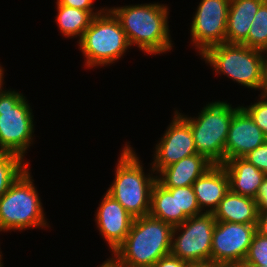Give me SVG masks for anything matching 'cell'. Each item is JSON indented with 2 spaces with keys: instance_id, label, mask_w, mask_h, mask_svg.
Here are the masks:
<instances>
[{
  "instance_id": "36",
  "label": "cell",
  "mask_w": 267,
  "mask_h": 267,
  "mask_svg": "<svg viewBox=\"0 0 267 267\" xmlns=\"http://www.w3.org/2000/svg\"><path fill=\"white\" fill-rule=\"evenodd\" d=\"M4 68H2V66H0V95L5 91V89L3 90V88L4 87H2L3 86V76H4V70H3Z\"/></svg>"
},
{
  "instance_id": "38",
  "label": "cell",
  "mask_w": 267,
  "mask_h": 267,
  "mask_svg": "<svg viewBox=\"0 0 267 267\" xmlns=\"http://www.w3.org/2000/svg\"><path fill=\"white\" fill-rule=\"evenodd\" d=\"M2 255H1V252H0V267H2L3 266V264H2Z\"/></svg>"
},
{
  "instance_id": "13",
  "label": "cell",
  "mask_w": 267,
  "mask_h": 267,
  "mask_svg": "<svg viewBox=\"0 0 267 267\" xmlns=\"http://www.w3.org/2000/svg\"><path fill=\"white\" fill-rule=\"evenodd\" d=\"M267 137L242 107L235 111L229 126L225 143V161L244 158L249 152L261 146Z\"/></svg>"
},
{
  "instance_id": "9",
  "label": "cell",
  "mask_w": 267,
  "mask_h": 267,
  "mask_svg": "<svg viewBox=\"0 0 267 267\" xmlns=\"http://www.w3.org/2000/svg\"><path fill=\"white\" fill-rule=\"evenodd\" d=\"M215 224L213 213L203 212L174 226L170 254L187 263L211 260ZM178 232H180L179 235Z\"/></svg>"
},
{
  "instance_id": "23",
  "label": "cell",
  "mask_w": 267,
  "mask_h": 267,
  "mask_svg": "<svg viewBox=\"0 0 267 267\" xmlns=\"http://www.w3.org/2000/svg\"><path fill=\"white\" fill-rule=\"evenodd\" d=\"M253 49L267 51V3L264 2L258 9L250 25L247 39L242 43Z\"/></svg>"
},
{
  "instance_id": "30",
  "label": "cell",
  "mask_w": 267,
  "mask_h": 267,
  "mask_svg": "<svg viewBox=\"0 0 267 267\" xmlns=\"http://www.w3.org/2000/svg\"><path fill=\"white\" fill-rule=\"evenodd\" d=\"M255 201L258 210H267V175L258 189Z\"/></svg>"
},
{
  "instance_id": "19",
  "label": "cell",
  "mask_w": 267,
  "mask_h": 267,
  "mask_svg": "<svg viewBox=\"0 0 267 267\" xmlns=\"http://www.w3.org/2000/svg\"><path fill=\"white\" fill-rule=\"evenodd\" d=\"M216 221L239 224H258V209L255 199L229 190L213 213Z\"/></svg>"
},
{
  "instance_id": "35",
  "label": "cell",
  "mask_w": 267,
  "mask_h": 267,
  "mask_svg": "<svg viewBox=\"0 0 267 267\" xmlns=\"http://www.w3.org/2000/svg\"><path fill=\"white\" fill-rule=\"evenodd\" d=\"M217 267H247L243 262L218 263Z\"/></svg>"
},
{
  "instance_id": "2",
  "label": "cell",
  "mask_w": 267,
  "mask_h": 267,
  "mask_svg": "<svg viewBox=\"0 0 267 267\" xmlns=\"http://www.w3.org/2000/svg\"><path fill=\"white\" fill-rule=\"evenodd\" d=\"M173 226L150 215L134 218L124 242L112 255L125 267H152L171 251Z\"/></svg>"
},
{
  "instance_id": "33",
  "label": "cell",
  "mask_w": 267,
  "mask_h": 267,
  "mask_svg": "<svg viewBox=\"0 0 267 267\" xmlns=\"http://www.w3.org/2000/svg\"><path fill=\"white\" fill-rule=\"evenodd\" d=\"M218 263L211 260L202 262L187 263L186 267H217Z\"/></svg>"
},
{
  "instance_id": "17",
  "label": "cell",
  "mask_w": 267,
  "mask_h": 267,
  "mask_svg": "<svg viewBox=\"0 0 267 267\" xmlns=\"http://www.w3.org/2000/svg\"><path fill=\"white\" fill-rule=\"evenodd\" d=\"M222 165L229 178L230 190L255 199L266 175L244 158L229 159Z\"/></svg>"
},
{
  "instance_id": "7",
  "label": "cell",
  "mask_w": 267,
  "mask_h": 267,
  "mask_svg": "<svg viewBox=\"0 0 267 267\" xmlns=\"http://www.w3.org/2000/svg\"><path fill=\"white\" fill-rule=\"evenodd\" d=\"M205 62L237 83L260 90L263 80L264 52L244 44L227 43L210 47L202 55Z\"/></svg>"
},
{
  "instance_id": "28",
  "label": "cell",
  "mask_w": 267,
  "mask_h": 267,
  "mask_svg": "<svg viewBox=\"0 0 267 267\" xmlns=\"http://www.w3.org/2000/svg\"><path fill=\"white\" fill-rule=\"evenodd\" d=\"M187 262L169 254L160 258L152 267H186Z\"/></svg>"
},
{
  "instance_id": "37",
  "label": "cell",
  "mask_w": 267,
  "mask_h": 267,
  "mask_svg": "<svg viewBox=\"0 0 267 267\" xmlns=\"http://www.w3.org/2000/svg\"><path fill=\"white\" fill-rule=\"evenodd\" d=\"M247 267H267L266 265L262 266L259 264H245Z\"/></svg>"
},
{
  "instance_id": "22",
  "label": "cell",
  "mask_w": 267,
  "mask_h": 267,
  "mask_svg": "<svg viewBox=\"0 0 267 267\" xmlns=\"http://www.w3.org/2000/svg\"><path fill=\"white\" fill-rule=\"evenodd\" d=\"M19 155L0 152V197L8 191L11 185L28 168L29 162L24 163Z\"/></svg>"
},
{
  "instance_id": "27",
  "label": "cell",
  "mask_w": 267,
  "mask_h": 267,
  "mask_svg": "<svg viewBox=\"0 0 267 267\" xmlns=\"http://www.w3.org/2000/svg\"><path fill=\"white\" fill-rule=\"evenodd\" d=\"M244 159L267 175V140L261 146L249 152Z\"/></svg>"
},
{
  "instance_id": "18",
  "label": "cell",
  "mask_w": 267,
  "mask_h": 267,
  "mask_svg": "<svg viewBox=\"0 0 267 267\" xmlns=\"http://www.w3.org/2000/svg\"><path fill=\"white\" fill-rule=\"evenodd\" d=\"M265 0H230L227 16L226 42L242 44L248 37L250 25Z\"/></svg>"
},
{
  "instance_id": "32",
  "label": "cell",
  "mask_w": 267,
  "mask_h": 267,
  "mask_svg": "<svg viewBox=\"0 0 267 267\" xmlns=\"http://www.w3.org/2000/svg\"><path fill=\"white\" fill-rule=\"evenodd\" d=\"M267 54V51L264 52ZM266 55L264 56V65H263V80L260 90H262L261 94L267 96V59Z\"/></svg>"
},
{
  "instance_id": "11",
  "label": "cell",
  "mask_w": 267,
  "mask_h": 267,
  "mask_svg": "<svg viewBox=\"0 0 267 267\" xmlns=\"http://www.w3.org/2000/svg\"><path fill=\"white\" fill-rule=\"evenodd\" d=\"M258 224L216 221L211 244V261L243 262Z\"/></svg>"
},
{
  "instance_id": "31",
  "label": "cell",
  "mask_w": 267,
  "mask_h": 267,
  "mask_svg": "<svg viewBox=\"0 0 267 267\" xmlns=\"http://www.w3.org/2000/svg\"><path fill=\"white\" fill-rule=\"evenodd\" d=\"M259 232L267 234V210H258V225Z\"/></svg>"
},
{
  "instance_id": "3",
  "label": "cell",
  "mask_w": 267,
  "mask_h": 267,
  "mask_svg": "<svg viewBox=\"0 0 267 267\" xmlns=\"http://www.w3.org/2000/svg\"><path fill=\"white\" fill-rule=\"evenodd\" d=\"M128 144L120 153L115 179L107 193L117 200L134 218L149 215L151 190L157 175L144 173L137 154Z\"/></svg>"
},
{
  "instance_id": "5",
  "label": "cell",
  "mask_w": 267,
  "mask_h": 267,
  "mask_svg": "<svg viewBox=\"0 0 267 267\" xmlns=\"http://www.w3.org/2000/svg\"><path fill=\"white\" fill-rule=\"evenodd\" d=\"M29 167L0 197V231L48 227Z\"/></svg>"
},
{
  "instance_id": "29",
  "label": "cell",
  "mask_w": 267,
  "mask_h": 267,
  "mask_svg": "<svg viewBox=\"0 0 267 267\" xmlns=\"http://www.w3.org/2000/svg\"><path fill=\"white\" fill-rule=\"evenodd\" d=\"M57 3L84 11H93V0H57Z\"/></svg>"
},
{
  "instance_id": "21",
  "label": "cell",
  "mask_w": 267,
  "mask_h": 267,
  "mask_svg": "<svg viewBox=\"0 0 267 267\" xmlns=\"http://www.w3.org/2000/svg\"><path fill=\"white\" fill-rule=\"evenodd\" d=\"M57 4L56 22L60 32L65 37H78L81 39L85 30L90 26L94 16L99 15L105 8L93 11H84L78 8L67 7Z\"/></svg>"
},
{
  "instance_id": "14",
  "label": "cell",
  "mask_w": 267,
  "mask_h": 267,
  "mask_svg": "<svg viewBox=\"0 0 267 267\" xmlns=\"http://www.w3.org/2000/svg\"><path fill=\"white\" fill-rule=\"evenodd\" d=\"M95 217L99 232L114 253L127 237L134 217L107 192L102 198Z\"/></svg>"
},
{
  "instance_id": "4",
  "label": "cell",
  "mask_w": 267,
  "mask_h": 267,
  "mask_svg": "<svg viewBox=\"0 0 267 267\" xmlns=\"http://www.w3.org/2000/svg\"><path fill=\"white\" fill-rule=\"evenodd\" d=\"M78 43L88 68L113 64L130 48L119 19L107 7L94 16Z\"/></svg>"
},
{
  "instance_id": "16",
  "label": "cell",
  "mask_w": 267,
  "mask_h": 267,
  "mask_svg": "<svg viewBox=\"0 0 267 267\" xmlns=\"http://www.w3.org/2000/svg\"><path fill=\"white\" fill-rule=\"evenodd\" d=\"M212 165L204 155L197 153L163 168L157 181L165 188L192 186Z\"/></svg>"
},
{
  "instance_id": "1",
  "label": "cell",
  "mask_w": 267,
  "mask_h": 267,
  "mask_svg": "<svg viewBox=\"0 0 267 267\" xmlns=\"http://www.w3.org/2000/svg\"><path fill=\"white\" fill-rule=\"evenodd\" d=\"M110 10L119 19L130 46L138 45L147 54L169 52L172 45L168 26V7L149 3L112 7Z\"/></svg>"
},
{
  "instance_id": "20",
  "label": "cell",
  "mask_w": 267,
  "mask_h": 267,
  "mask_svg": "<svg viewBox=\"0 0 267 267\" xmlns=\"http://www.w3.org/2000/svg\"><path fill=\"white\" fill-rule=\"evenodd\" d=\"M149 215L173 227L188 219L184 213H178L177 188H165L158 181L151 190Z\"/></svg>"
},
{
  "instance_id": "25",
  "label": "cell",
  "mask_w": 267,
  "mask_h": 267,
  "mask_svg": "<svg viewBox=\"0 0 267 267\" xmlns=\"http://www.w3.org/2000/svg\"><path fill=\"white\" fill-rule=\"evenodd\" d=\"M178 213L188 218L203 213L198 205L192 186L177 187Z\"/></svg>"
},
{
  "instance_id": "26",
  "label": "cell",
  "mask_w": 267,
  "mask_h": 267,
  "mask_svg": "<svg viewBox=\"0 0 267 267\" xmlns=\"http://www.w3.org/2000/svg\"><path fill=\"white\" fill-rule=\"evenodd\" d=\"M260 100L251 105L242 106L252 117L255 124L261 129L264 135L267 137V96L259 95Z\"/></svg>"
},
{
  "instance_id": "6",
  "label": "cell",
  "mask_w": 267,
  "mask_h": 267,
  "mask_svg": "<svg viewBox=\"0 0 267 267\" xmlns=\"http://www.w3.org/2000/svg\"><path fill=\"white\" fill-rule=\"evenodd\" d=\"M239 107L215 101L208 103L195 117L181 116L189 123L198 154L204 155L213 164L225 162V143L233 114Z\"/></svg>"
},
{
  "instance_id": "10",
  "label": "cell",
  "mask_w": 267,
  "mask_h": 267,
  "mask_svg": "<svg viewBox=\"0 0 267 267\" xmlns=\"http://www.w3.org/2000/svg\"><path fill=\"white\" fill-rule=\"evenodd\" d=\"M230 0H201L191 23V40L199 55L226 42Z\"/></svg>"
},
{
  "instance_id": "34",
  "label": "cell",
  "mask_w": 267,
  "mask_h": 267,
  "mask_svg": "<svg viewBox=\"0 0 267 267\" xmlns=\"http://www.w3.org/2000/svg\"><path fill=\"white\" fill-rule=\"evenodd\" d=\"M99 267H124L115 257L107 259Z\"/></svg>"
},
{
  "instance_id": "8",
  "label": "cell",
  "mask_w": 267,
  "mask_h": 267,
  "mask_svg": "<svg viewBox=\"0 0 267 267\" xmlns=\"http://www.w3.org/2000/svg\"><path fill=\"white\" fill-rule=\"evenodd\" d=\"M33 117L22 93L5 90L0 95V152L25 157L33 140Z\"/></svg>"
},
{
  "instance_id": "12",
  "label": "cell",
  "mask_w": 267,
  "mask_h": 267,
  "mask_svg": "<svg viewBox=\"0 0 267 267\" xmlns=\"http://www.w3.org/2000/svg\"><path fill=\"white\" fill-rule=\"evenodd\" d=\"M194 154L197 150L190 125L176 110L172 122L155 146L152 172L158 174L163 168Z\"/></svg>"
},
{
  "instance_id": "24",
  "label": "cell",
  "mask_w": 267,
  "mask_h": 267,
  "mask_svg": "<svg viewBox=\"0 0 267 267\" xmlns=\"http://www.w3.org/2000/svg\"><path fill=\"white\" fill-rule=\"evenodd\" d=\"M243 263L267 266V234L255 233Z\"/></svg>"
},
{
  "instance_id": "15",
  "label": "cell",
  "mask_w": 267,
  "mask_h": 267,
  "mask_svg": "<svg viewBox=\"0 0 267 267\" xmlns=\"http://www.w3.org/2000/svg\"><path fill=\"white\" fill-rule=\"evenodd\" d=\"M192 187L200 210L208 213H214L230 190L229 178L222 164H213L192 184ZM204 207H208V210H204Z\"/></svg>"
}]
</instances>
